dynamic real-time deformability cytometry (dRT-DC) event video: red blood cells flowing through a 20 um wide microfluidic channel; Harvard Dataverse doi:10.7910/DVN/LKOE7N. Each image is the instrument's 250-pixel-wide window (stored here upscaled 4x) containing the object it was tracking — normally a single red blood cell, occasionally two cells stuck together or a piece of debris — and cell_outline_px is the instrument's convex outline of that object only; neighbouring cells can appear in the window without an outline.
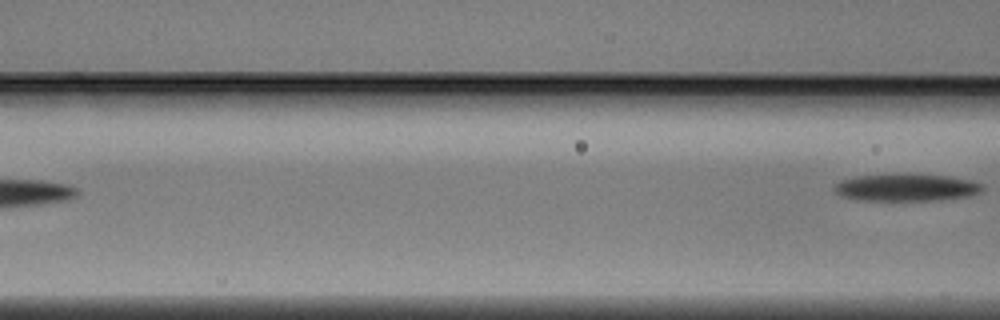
{"species": "Egyptian fruit bat (a non-hibernating species)", "species_latin": "Rousettus aegyptiacus", "temperature_condition": "warm", "stored_images_in_passage": 5, "camera_frame_rate_fps": 3000, "um_per_image_px": 0.085, "animal": {"sex": "male"}, "frame": {"image": 1, "passage_image": 5, "time_ms": 1.333, "image_size_px": [1000, 320], "cell_outline_px": [[984, 188], [980, 192], [972, 196], [936, 200], [856, 200], [840, 196], [832, 192], [832, 188], [840, 180], [856, 176], [944, 176], [972, 180], [984, 184]], "centroid_in_image_um": [77.02, 15.98], "position_along_channel_um": 89.6, "area_um2": 23.0}}